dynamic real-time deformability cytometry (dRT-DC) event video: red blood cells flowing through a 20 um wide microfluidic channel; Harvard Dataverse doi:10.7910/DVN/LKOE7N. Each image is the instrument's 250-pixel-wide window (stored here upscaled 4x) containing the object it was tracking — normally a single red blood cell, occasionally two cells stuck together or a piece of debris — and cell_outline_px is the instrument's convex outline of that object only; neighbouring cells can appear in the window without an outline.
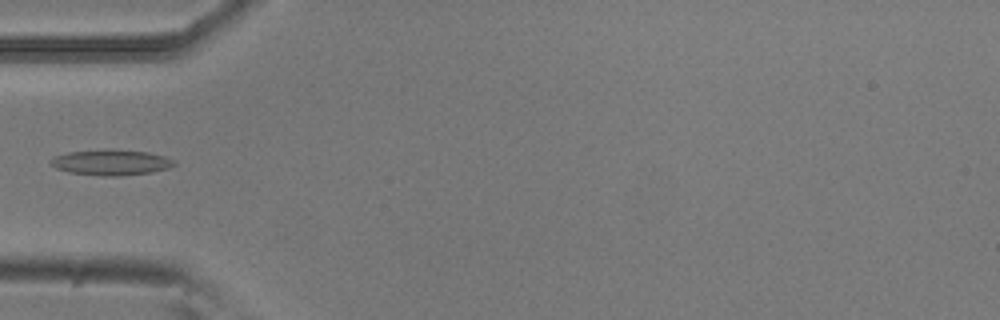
{"species": "common noctule bat (a hibernating species)", "species_latin": "Nyctalus noctula", "temperature_condition": "room temperature", "stored_images_in_passage": 5, "camera_frame_rate_fps": 3000, "um_per_image_px": 0.085, "animal": {"sex": "male", "body_mass_g": 20.5, "forearm_length_mm": 52.5}, "frame": {"image": 1, "passage_image": 4, "time_ms": 1.0, "image_size_px": [1000, 320], "cell_outline_px": [[176, 164], [168, 168], [148, 172], [120, 176], [104, 176], [68, 172], [56, 168], [52, 164], [52, 160], [56, 156], [68, 152], [104, 148], [112, 148], [148, 152], [164, 156], [176, 160]], "centroid_in_image_um": [9.47, 13.78], "position_along_channel_um": 75.5, "area_um2": 18.5}}
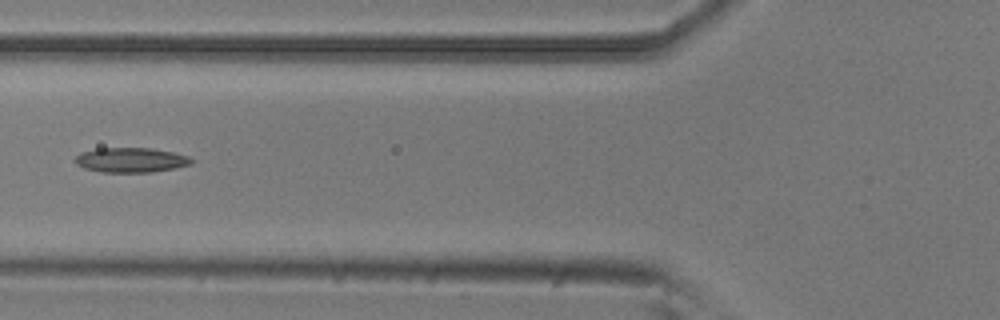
{"frame": {"image": 2, "passage_image": 5, "time_ms": 1.333, "image_size_px": [1000, 320], "cell_outline_px": [[196, 160], [192, 164], [152, 172], [100, 172], [84, 168], [76, 164], [72, 160], [80, 152], [96, 148], [152, 148], [172, 152], [188, 156]], "centroid_in_image_um": [11.09, 13.59], "position_along_channel_um": 114.7, "area_um2": 16.94}}